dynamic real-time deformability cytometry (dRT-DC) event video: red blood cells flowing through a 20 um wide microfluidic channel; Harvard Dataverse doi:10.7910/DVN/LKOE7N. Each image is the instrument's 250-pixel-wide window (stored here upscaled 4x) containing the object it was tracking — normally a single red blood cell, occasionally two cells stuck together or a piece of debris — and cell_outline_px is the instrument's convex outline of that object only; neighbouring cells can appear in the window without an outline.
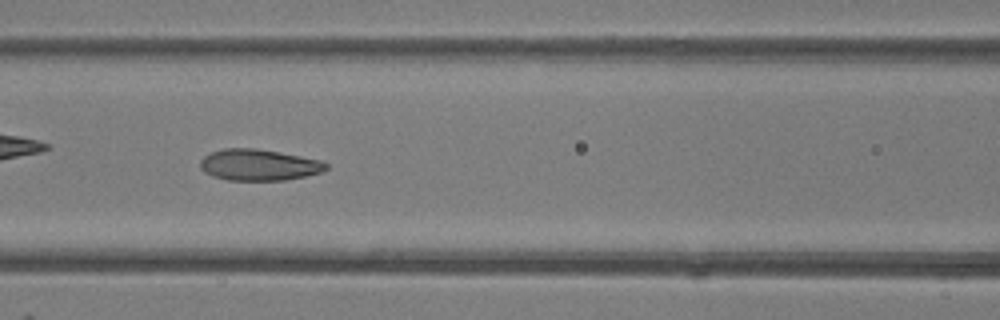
{"species": "common noctule bat (a hibernating species)", "species_latin": "Nyctalus noctula", "temperature_condition": "room temperature", "stored_images_in_passage": 27, "camera_frame_rate_fps": 3000, "um_per_image_px": 0.085, "animal": {"sex": "female"}, "frame": {"image": 1, "passage_image": 8, "time_ms": 2.333, "image_size_px": [1000, 320], "cell_outline_px": [[328, 168], [320, 172], [304, 176], [284, 180], [228, 180], [212, 176], [204, 172], [200, 168], [200, 160], [204, 156], [212, 152], [224, 148], [256, 148], [300, 156], [320, 160], [328, 164]], "centroid_in_image_um": [21.97, 14.01], "position_along_channel_um": 144.6, "area_um2": 22.83}}
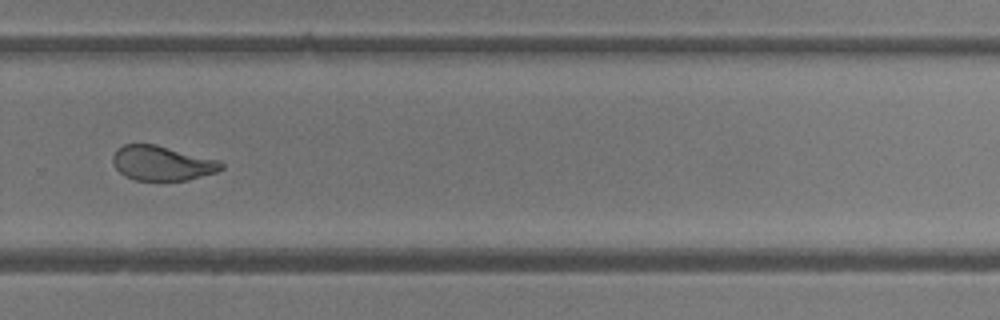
{"frame": {"image": 2, "passage_image": 20, "time_ms": 6.333, "image_size_px": [1000, 320], "cell_outline_px": [[224, 168], [216, 172], [188, 180], [136, 180], [120, 172], [116, 168], [112, 160], [112, 156], [124, 144], [156, 144], [220, 160], [224, 164]], "centroid_in_image_um": [13.82, 13.86], "position_along_channel_um": 316.0, "area_um2": 21.79}}
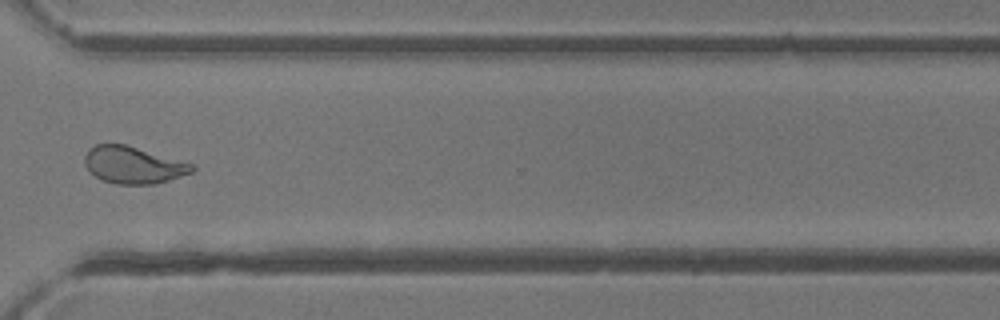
{"frame": {"image": 3, "passage_image": 23, "time_ms": 7.333, "image_size_px": [1000, 320], "cell_outline_px": [[196, 168], [192, 172], [168, 180], [152, 184], [116, 184], [104, 180], [96, 176], [84, 164], [84, 156], [88, 148], [96, 144], [124, 144], [192, 164]], "centroid_in_image_um": [11.29, 14.02], "position_along_channel_um": 359.3, "area_um2": 22.72}, "authors_computed_cell_mechanics": {"area_um2": 22.7154, "velocity_mm_per_s": 4.2988, "shape_relaxation_time_tau1_ms": 6.2369, "shape_relaxation_time_tau2_ms": 1.308, "deformation_change_tau1": 0.1949, "deformation_change_tau2": 0.0697}}